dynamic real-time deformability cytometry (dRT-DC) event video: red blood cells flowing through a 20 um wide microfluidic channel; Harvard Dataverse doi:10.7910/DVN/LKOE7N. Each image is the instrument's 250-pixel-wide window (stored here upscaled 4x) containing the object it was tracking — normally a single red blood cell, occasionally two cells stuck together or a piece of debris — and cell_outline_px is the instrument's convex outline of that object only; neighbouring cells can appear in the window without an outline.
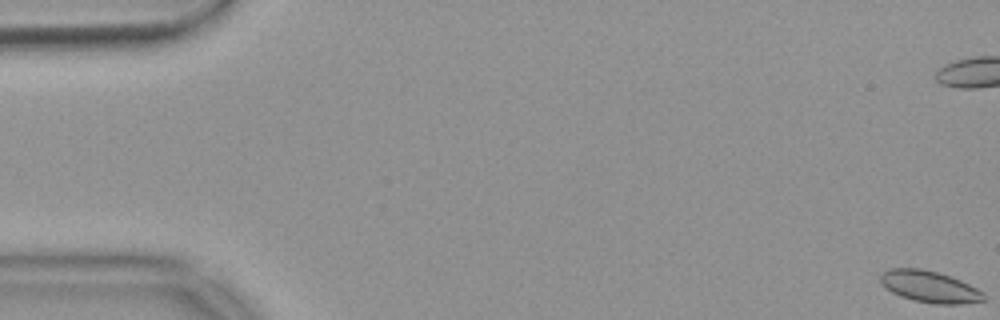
{"species": "common noctule bat (a hibernating species)", "species_latin": "Nyctalus noctula", "temperature_condition": "warm", "stored_images_in_passage": 57, "camera_frame_rate_fps": 3000, "um_per_image_px": 0.085, "animal": {"sex": "female", "body_mass_g": 18.4}, "frame": {"image": 1, "passage_image": 1, "time_ms": 0.0, "image_size_px": [1000, 320], "cell_outline_px": [[984, 300], [964, 304], [936, 304], [912, 300], [900, 296], [892, 292], [880, 284], [880, 272], [888, 268], [920, 268], [940, 272], [960, 280], [984, 292]], "centroid_in_image_um": [78.97, 24.35], "position_along_channel_um": 6.0, "area_um2": 19.25}}
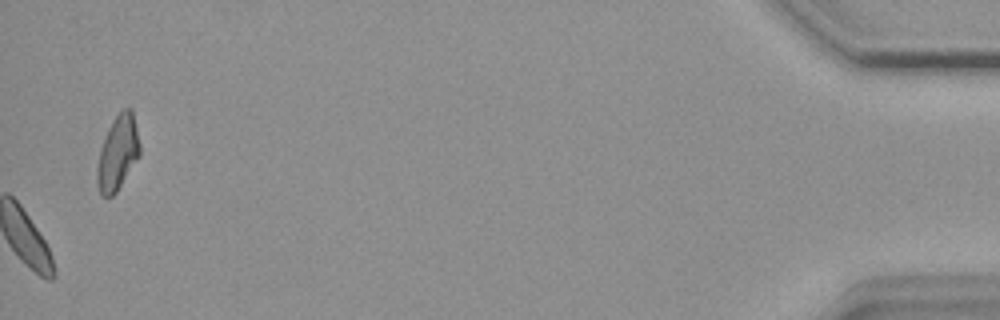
{"frame": {"image": 2, "passage_image": 57, "time_ms": 18.667, "image_size_px": [1000, 320], "cell_outline_px": [[140, 156], [116, 192], [112, 196], [100, 196], [96, 180], [96, 168], [100, 148], [104, 136], [112, 120], [124, 108], [132, 108], [140, 144]], "centroid_in_image_um": [10.0, 13.0], "position_along_channel_um": 425.2, "area_um2": 18.73}, "authors_computed_cell_mechanics": {"area_um2": 18.3804, "velocity_mm_per_s": 3.6511, "shape_relaxation_time_tau1_ms": 4.8081, "shape_relaxation_time_tau2_ms": 3.3963, "deformation_change_tau1": 0.0414, "deformation_change_tau2": 0.0637}}